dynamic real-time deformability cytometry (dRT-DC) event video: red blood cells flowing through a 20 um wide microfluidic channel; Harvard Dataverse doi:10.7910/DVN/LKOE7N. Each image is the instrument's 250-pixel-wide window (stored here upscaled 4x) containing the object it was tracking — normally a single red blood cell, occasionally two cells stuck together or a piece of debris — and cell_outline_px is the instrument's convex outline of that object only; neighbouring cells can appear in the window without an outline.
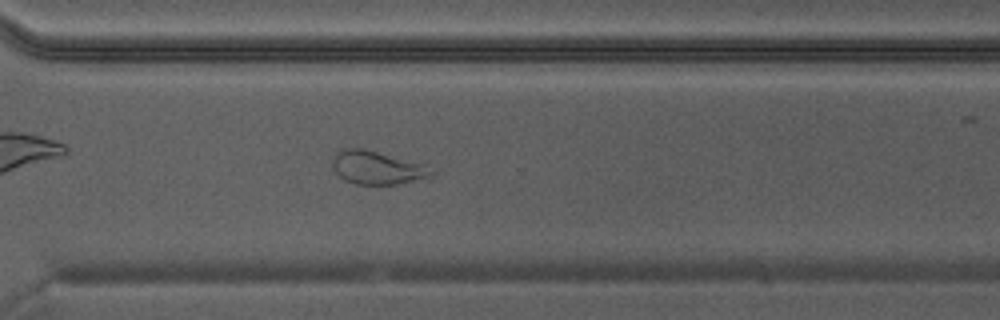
{"species": "Egyptian fruit bat (a non-hibernating species)", "species_latin": "Rousettus aegyptiacus", "temperature_condition": "warm", "stored_images_in_passage": 43, "camera_frame_rate_fps": 3000, "um_per_image_px": 0.085, "animal": {"sex": "male"}, "frame": {"image": 1, "passage_image": 31, "time_ms": 10.0, "image_size_px": [1000, 320], "cell_outline_px": [[436, 172], [432, 176], [396, 184], [356, 184], [344, 180], [332, 168], [332, 160], [336, 152], [348, 148], [364, 148], [428, 164]], "centroid_in_image_um": [32.09, 14.24], "position_along_channel_um": 338.5, "area_um2": 19.42}}